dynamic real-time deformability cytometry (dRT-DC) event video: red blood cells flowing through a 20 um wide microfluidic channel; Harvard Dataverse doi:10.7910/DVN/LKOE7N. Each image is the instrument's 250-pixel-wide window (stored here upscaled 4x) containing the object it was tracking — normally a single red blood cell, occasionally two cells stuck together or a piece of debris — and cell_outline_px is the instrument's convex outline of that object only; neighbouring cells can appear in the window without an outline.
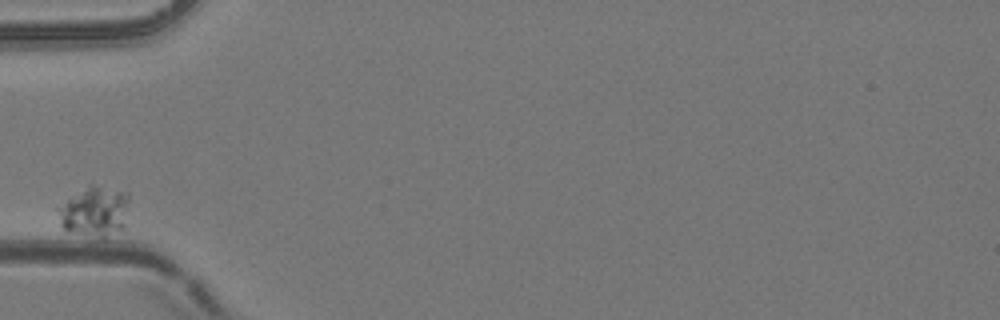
{"species": "common noctule bat (a hibernating species)", "species_latin": "Nyctalus noctula", "temperature_condition": "room temperature", "stored_images_in_passage": 4, "camera_frame_rate_fps": 3000, "um_per_image_px": 0.085, "animal": {"sex": "female", "body_mass_g": 24.6, "forearm_length_mm": 56.2}, "frame": {"image": 1, "passage_image": 1, "time_ms": 0.0, "image_size_px": [1000, 320], "cell_outline_px": [[128, 200], [124, 228], [104, 236], [100, 236], [68, 232], [60, 224], [56, 208], [92, 184], [128, 192]], "centroid_in_image_um": [8.04, 17.97], "position_along_channel_um": 77.0, "area_um2": 20.17}}
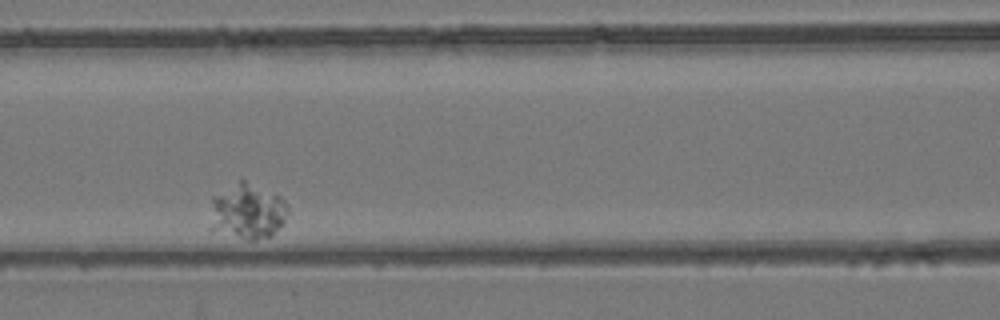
{"frame": {"image": 2, "passage_image": 3, "time_ms": 0.667, "image_size_px": [1000, 320], "cell_outline_px": [[288, 212], [284, 224], [272, 236], [256, 240], [248, 240], [208, 232], [208, 228], [212, 196], [240, 180], [244, 180], [280, 196], [284, 200], [288, 208]], "centroid_in_image_um": [20.98, 18.03], "position_along_channel_um": 145.6, "area_um2": 25.95}}
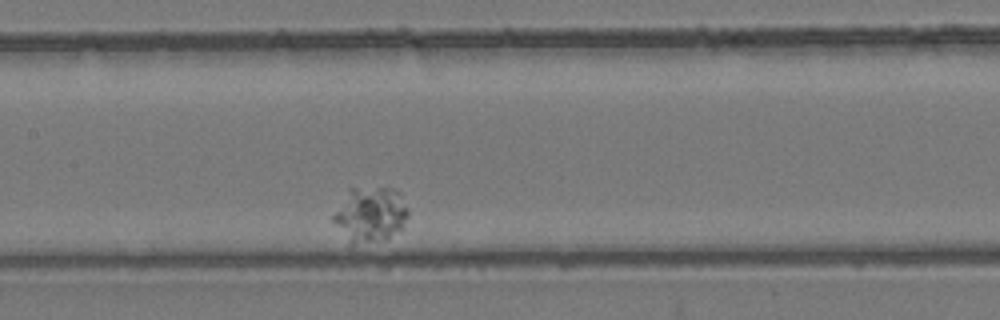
{"frame": {"image": 3, "passage_image": 4, "time_ms": 1.0, "image_size_px": [1000, 320], "cell_outline_px": [[408, 216], [400, 228], [384, 240], [348, 248], [332, 220], [332, 216], [348, 188], [392, 188], [400, 192], [408, 208]], "centroid_in_image_um": [31.41, 18.29], "position_along_channel_um": 176.0, "area_um2": 24.74}}